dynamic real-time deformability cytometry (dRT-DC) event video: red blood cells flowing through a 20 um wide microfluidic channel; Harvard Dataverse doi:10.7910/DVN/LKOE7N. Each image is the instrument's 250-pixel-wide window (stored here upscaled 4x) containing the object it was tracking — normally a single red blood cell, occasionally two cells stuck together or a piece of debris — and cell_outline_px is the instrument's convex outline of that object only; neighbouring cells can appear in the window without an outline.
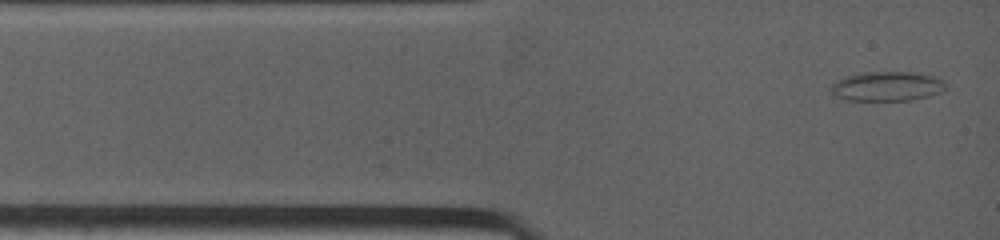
{"species": "common noctule bat (a hibernating species)", "species_latin": "Nyctalus noctula", "temperature_condition": "warm", "stored_images_in_passage": 52, "camera_frame_rate_fps": 4500, "um_per_image_px": 0.085, "animal": {"sex": "female", "body_mass_g": 19.0, "forearm_length_mm": 53.3}, "frame": {"image": 1, "passage_image": 1, "time_ms": 0.0, "image_size_px": [1000, 240], "cell_outline_px": [[944, 88], [940, 92], [928, 96], [912, 100], [844, 100], [836, 96], [832, 92], [832, 84], [848, 76], [864, 72], [904, 72], [928, 76], [940, 80]], "centroid_in_image_um": [75.33, 7.36], "position_along_channel_um": 9.7, "area_um2": 18.96}}
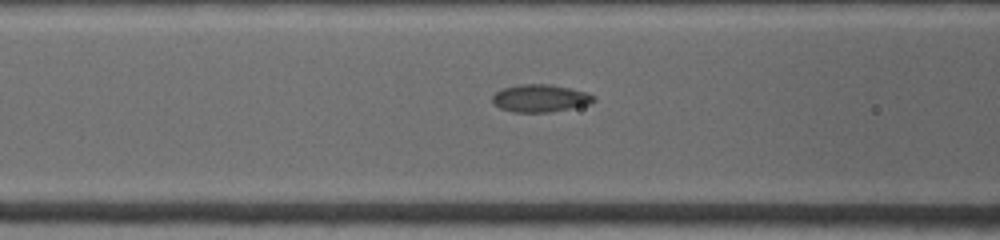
{"frame": {"image": 2, "passage_image": 15, "time_ms": 3.778, "image_size_px": [1000, 240], "cell_outline_px": [[596, 100], [592, 104], [552, 112], [512, 112], [500, 108], [492, 104], [492, 96], [496, 92], [504, 88], [520, 84], [548, 84], [568, 88], [584, 92], [596, 96]], "centroid_in_image_um": [45.92, 8.36], "position_along_channel_um": 120.7, "area_um2": 16.36}}
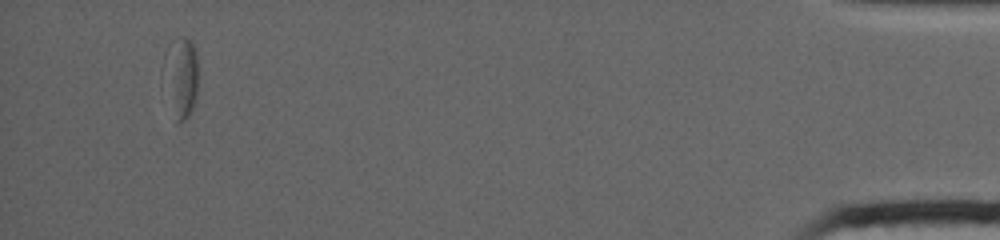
{"frame": {"image": 3, "passage_image": 45, "time_ms": 14.444, "image_size_px": [1000, 240], "cell_outline_px": [[196, 96], [192, 108], [188, 116], [184, 120], [176, 124], [160, 84], [160, 72], [172, 40], [184, 36], [196, 48]], "centroid_in_image_um": [15.28, 6.63], "position_along_channel_um": 419.9, "area_um2": 16.88}, "authors_computed_cell_mechanics": {"area_um2": 16.5308, "velocity_mm_per_s": 3.9014, "shape_relaxation_time_tau1_ms": 4.6483, "shape_relaxation_time_tau2_ms": 0.9421, "deformation_change_tau1": 0.0698, "deformation_change_tau2": 0.0386}}